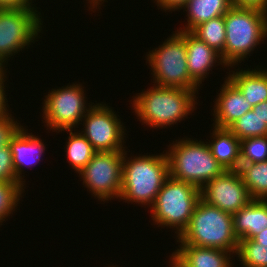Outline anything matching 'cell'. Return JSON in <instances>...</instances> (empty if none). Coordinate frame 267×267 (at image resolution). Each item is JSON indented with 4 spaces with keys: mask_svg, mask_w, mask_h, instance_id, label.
I'll return each instance as SVG.
<instances>
[{
    "mask_svg": "<svg viewBox=\"0 0 267 267\" xmlns=\"http://www.w3.org/2000/svg\"><path fill=\"white\" fill-rule=\"evenodd\" d=\"M137 94L131 100L137 119L149 127L162 129L188 118L196 108L199 93L154 85Z\"/></svg>",
    "mask_w": 267,
    "mask_h": 267,
    "instance_id": "cell-1",
    "label": "cell"
},
{
    "mask_svg": "<svg viewBox=\"0 0 267 267\" xmlns=\"http://www.w3.org/2000/svg\"><path fill=\"white\" fill-rule=\"evenodd\" d=\"M169 176V160L166 153L135 157L133 155L130 158L127 157V151H124L119 199L151 207Z\"/></svg>",
    "mask_w": 267,
    "mask_h": 267,
    "instance_id": "cell-2",
    "label": "cell"
},
{
    "mask_svg": "<svg viewBox=\"0 0 267 267\" xmlns=\"http://www.w3.org/2000/svg\"><path fill=\"white\" fill-rule=\"evenodd\" d=\"M180 245L219 248L237 252L239 239L234 232L232 214L200 199L187 227L178 236Z\"/></svg>",
    "mask_w": 267,
    "mask_h": 267,
    "instance_id": "cell-3",
    "label": "cell"
},
{
    "mask_svg": "<svg viewBox=\"0 0 267 267\" xmlns=\"http://www.w3.org/2000/svg\"><path fill=\"white\" fill-rule=\"evenodd\" d=\"M225 28L224 63L226 67L234 68L266 40L267 12L259 8L232 6L225 14Z\"/></svg>",
    "mask_w": 267,
    "mask_h": 267,
    "instance_id": "cell-4",
    "label": "cell"
},
{
    "mask_svg": "<svg viewBox=\"0 0 267 267\" xmlns=\"http://www.w3.org/2000/svg\"><path fill=\"white\" fill-rule=\"evenodd\" d=\"M172 144L165 151L169 160V173L173 179L202 189L211 179L225 171L212 156L207 142L191 140L186 136V139H178Z\"/></svg>",
    "mask_w": 267,
    "mask_h": 267,
    "instance_id": "cell-5",
    "label": "cell"
},
{
    "mask_svg": "<svg viewBox=\"0 0 267 267\" xmlns=\"http://www.w3.org/2000/svg\"><path fill=\"white\" fill-rule=\"evenodd\" d=\"M200 199L201 189L169 176L150 207L153 224L176 230L177 238L187 227Z\"/></svg>",
    "mask_w": 267,
    "mask_h": 267,
    "instance_id": "cell-6",
    "label": "cell"
},
{
    "mask_svg": "<svg viewBox=\"0 0 267 267\" xmlns=\"http://www.w3.org/2000/svg\"><path fill=\"white\" fill-rule=\"evenodd\" d=\"M153 85L198 91L187 68L186 31H175L162 45L148 52Z\"/></svg>",
    "mask_w": 267,
    "mask_h": 267,
    "instance_id": "cell-7",
    "label": "cell"
},
{
    "mask_svg": "<svg viewBox=\"0 0 267 267\" xmlns=\"http://www.w3.org/2000/svg\"><path fill=\"white\" fill-rule=\"evenodd\" d=\"M84 88L82 84L76 82L73 85L49 90L44 96L42 107L43 123L46 124L47 129L56 133L57 131L68 133L69 130H73V127L79 128L77 125L82 124L80 121L93 106L92 102L87 105Z\"/></svg>",
    "mask_w": 267,
    "mask_h": 267,
    "instance_id": "cell-8",
    "label": "cell"
},
{
    "mask_svg": "<svg viewBox=\"0 0 267 267\" xmlns=\"http://www.w3.org/2000/svg\"><path fill=\"white\" fill-rule=\"evenodd\" d=\"M40 15L37 7L0 9V64L7 65L11 56L40 38L43 31Z\"/></svg>",
    "mask_w": 267,
    "mask_h": 267,
    "instance_id": "cell-9",
    "label": "cell"
},
{
    "mask_svg": "<svg viewBox=\"0 0 267 267\" xmlns=\"http://www.w3.org/2000/svg\"><path fill=\"white\" fill-rule=\"evenodd\" d=\"M124 151L96 152L89 163L78 173L84 187L96 199H118L122 187Z\"/></svg>",
    "mask_w": 267,
    "mask_h": 267,
    "instance_id": "cell-10",
    "label": "cell"
},
{
    "mask_svg": "<svg viewBox=\"0 0 267 267\" xmlns=\"http://www.w3.org/2000/svg\"><path fill=\"white\" fill-rule=\"evenodd\" d=\"M106 103L91 106L83 117L84 128L80 132L96 152L125 151L124 137L127 135L123 122L112 107ZM125 128V129H124ZM84 129V130H83Z\"/></svg>",
    "mask_w": 267,
    "mask_h": 267,
    "instance_id": "cell-11",
    "label": "cell"
},
{
    "mask_svg": "<svg viewBox=\"0 0 267 267\" xmlns=\"http://www.w3.org/2000/svg\"><path fill=\"white\" fill-rule=\"evenodd\" d=\"M201 199L232 215L253 200L238 170H226L211 179L201 189Z\"/></svg>",
    "mask_w": 267,
    "mask_h": 267,
    "instance_id": "cell-12",
    "label": "cell"
},
{
    "mask_svg": "<svg viewBox=\"0 0 267 267\" xmlns=\"http://www.w3.org/2000/svg\"><path fill=\"white\" fill-rule=\"evenodd\" d=\"M213 107L214 127L228 128L234 121L241 118L253 106L249 104L240 89L228 78L221 88Z\"/></svg>",
    "mask_w": 267,
    "mask_h": 267,
    "instance_id": "cell-13",
    "label": "cell"
},
{
    "mask_svg": "<svg viewBox=\"0 0 267 267\" xmlns=\"http://www.w3.org/2000/svg\"><path fill=\"white\" fill-rule=\"evenodd\" d=\"M187 68L191 79L199 86L204 82L214 65L226 64L221 54L209 47L204 41L198 39L190 31H186Z\"/></svg>",
    "mask_w": 267,
    "mask_h": 267,
    "instance_id": "cell-14",
    "label": "cell"
},
{
    "mask_svg": "<svg viewBox=\"0 0 267 267\" xmlns=\"http://www.w3.org/2000/svg\"><path fill=\"white\" fill-rule=\"evenodd\" d=\"M21 127L10 140L9 146L13 157V166L17 179L25 185L24 166H33L41 161V155L45 152V144L42 139L32 133H28V129ZM22 175V176H21ZM23 177V178H22ZM24 180V181H23Z\"/></svg>",
    "mask_w": 267,
    "mask_h": 267,
    "instance_id": "cell-15",
    "label": "cell"
},
{
    "mask_svg": "<svg viewBox=\"0 0 267 267\" xmlns=\"http://www.w3.org/2000/svg\"><path fill=\"white\" fill-rule=\"evenodd\" d=\"M171 257L181 267H233L232 251L219 248L198 247L193 245H179ZM232 255V257H231Z\"/></svg>",
    "mask_w": 267,
    "mask_h": 267,
    "instance_id": "cell-16",
    "label": "cell"
},
{
    "mask_svg": "<svg viewBox=\"0 0 267 267\" xmlns=\"http://www.w3.org/2000/svg\"><path fill=\"white\" fill-rule=\"evenodd\" d=\"M232 217L236 237L252 239L267 228V200H252Z\"/></svg>",
    "mask_w": 267,
    "mask_h": 267,
    "instance_id": "cell-17",
    "label": "cell"
},
{
    "mask_svg": "<svg viewBox=\"0 0 267 267\" xmlns=\"http://www.w3.org/2000/svg\"><path fill=\"white\" fill-rule=\"evenodd\" d=\"M214 129V130H213ZM207 144L212 156L226 170H238L240 167V140L228 129L214 127Z\"/></svg>",
    "mask_w": 267,
    "mask_h": 267,
    "instance_id": "cell-18",
    "label": "cell"
},
{
    "mask_svg": "<svg viewBox=\"0 0 267 267\" xmlns=\"http://www.w3.org/2000/svg\"><path fill=\"white\" fill-rule=\"evenodd\" d=\"M256 68L241 69L236 72L229 70L227 76L252 106L267 100V69L258 66Z\"/></svg>",
    "mask_w": 267,
    "mask_h": 267,
    "instance_id": "cell-19",
    "label": "cell"
},
{
    "mask_svg": "<svg viewBox=\"0 0 267 267\" xmlns=\"http://www.w3.org/2000/svg\"><path fill=\"white\" fill-rule=\"evenodd\" d=\"M232 7L230 0H188L182 8L187 12V25L177 31H191L199 24L224 16Z\"/></svg>",
    "mask_w": 267,
    "mask_h": 267,
    "instance_id": "cell-20",
    "label": "cell"
},
{
    "mask_svg": "<svg viewBox=\"0 0 267 267\" xmlns=\"http://www.w3.org/2000/svg\"><path fill=\"white\" fill-rule=\"evenodd\" d=\"M253 200H267V161L240 164L238 169Z\"/></svg>",
    "mask_w": 267,
    "mask_h": 267,
    "instance_id": "cell-21",
    "label": "cell"
},
{
    "mask_svg": "<svg viewBox=\"0 0 267 267\" xmlns=\"http://www.w3.org/2000/svg\"><path fill=\"white\" fill-rule=\"evenodd\" d=\"M260 105L253 106L228 129L241 141L249 137L267 136V124L261 116Z\"/></svg>",
    "mask_w": 267,
    "mask_h": 267,
    "instance_id": "cell-22",
    "label": "cell"
},
{
    "mask_svg": "<svg viewBox=\"0 0 267 267\" xmlns=\"http://www.w3.org/2000/svg\"><path fill=\"white\" fill-rule=\"evenodd\" d=\"M198 39L221 54L224 62L226 39L225 15L203 22L190 31Z\"/></svg>",
    "mask_w": 267,
    "mask_h": 267,
    "instance_id": "cell-23",
    "label": "cell"
},
{
    "mask_svg": "<svg viewBox=\"0 0 267 267\" xmlns=\"http://www.w3.org/2000/svg\"><path fill=\"white\" fill-rule=\"evenodd\" d=\"M72 131L69 130L65 152L69 165L78 174L89 163L96 151L80 131Z\"/></svg>",
    "mask_w": 267,
    "mask_h": 267,
    "instance_id": "cell-24",
    "label": "cell"
},
{
    "mask_svg": "<svg viewBox=\"0 0 267 267\" xmlns=\"http://www.w3.org/2000/svg\"><path fill=\"white\" fill-rule=\"evenodd\" d=\"M235 256L241 262V267H267V246L260 245L253 239L239 240Z\"/></svg>",
    "mask_w": 267,
    "mask_h": 267,
    "instance_id": "cell-25",
    "label": "cell"
},
{
    "mask_svg": "<svg viewBox=\"0 0 267 267\" xmlns=\"http://www.w3.org/2000/svg\"><path fill=\"white\" fill-rule=\"evenodd\" d=\"M25 187L22 183L0 182V224L17 209ZM0 225V226H1Z\"/></svg>",
    "mask_w": 267,
    "mask_h": 267,
    "instance_id": "cell-26",
    "label": "cell"
},
{
    "mask_svg": "<svg viewBox=\"0 0 267 267\" xmlns=\"http://www.w3.org/2000/svg\"><path fill=\"white\" fill-rule=\"evenodd\" d=\"M267 161V136L249 137L240 142V164Z\"/></svg>",
    "mask_w": 267,
    "mask_h": 267,
    "instance_id": "cell-27",
    "label": "cell"
},
{
    "mask_svg": "<svg viewBox=\"0 0 267 267\" xmlns=\"http://www.w3.org/2000/svg\"><path fill=\"white\" fill-rule=\"evenodd\" d=\"M0 182L21 183L16 177L9 145L0 147Z\"/></svg>",
    "mask_w": 267,
    "mask_h": 267,
    "instance_id": "cell-28",
    "label": "cell"
},
{
    "mask_svg": "<svg viewBox=\"0 0 267 267\" xmlns=\"http://www.w3.org/2000/svg\"><path fill=\"white\" fill-rule=\"evenodd\" d=\"M21 127L20 122L18 123L12 114L0 116V147L8 146L12 137Z\"/></svg>",
    "mask_w": 267,
    "mask_h": 267,
    "instance_id": "cell-29",
    "label": "cell"
},
{
    "mask_svg": "<svg viewBox=\"0 0 267 267\" xmlns=\"http://www.w3.org/2000/svg\"><path fill=\"white\" fill-rule=\"evenodd\" d=\"M5 67H7V66H3L1 69H0V116H4V115H7V114H10V112H8L9 111V106H8V101H7V98H6V96L7 95H5L6 93V85L4 86V82L6 81V78H8V77H6L7 75H6V70L7 69H5ZM5 79V80H4ZM8 108H7V107ZM8 109V110H7Z\"/></svg>",
    "mask_w": 267,
    "mask_h": 267,
    "instance_id": "cell-30",
    "label": "cell"
},
{
    "mask_svg": "<svg viewBox=\"0 0 267 267\" xmlns=\"http://www.w3.org/2000/svg\"><path fill=\"white\" fill-rule=\"evenodd\" d=\"M154 2H156L157 7H159V9H163L164 11H177V10H181L186 3L188 2V0H155Z\"/></svg>",
    "mask_w": 267,
    "mask_h": 267,
    "instance_id": "cell-31",
    "label": "cell"
},
{
    "mask_svg": "<svg viewBox=\"0 0 267 267\" xmlns=\"http://www.w3.org/2000/svg\"><path fill=\"white\" fill-rule=\"evenodd\" d=\"M33 0H0V9L35 8Z\"/></svg>",
    "mask_w": 267,
    "mask_h": 267,
    "instance_id": "cell-32",
    "label": "cell"
},
{
    "mask_svg": "<svg viewBox=\"0 0 267 267\" xmlns=\"http://www.w3.org/2000/svg\"><path fill=\"white\" fill-rule=\"evenodd\" d=\"M230 1L232 6L259 8L267 12V0H230Z\"/></svg>",
    "mask_w": 267,
    "mask_h": 267,
    "instance_id": "cell-33",
    "label": "cell"
},
{
    "mask_svg": "<svg viewBox=\"0 0 267 267\" xmlns=\"http://www.w3.org/2000/svg\"><path fill=\"white\" fill-rule=\"evenodd\" d=\"M252 239L260 245L267 246V228L255 235Z\"/></svg>",
    "mask_w": 267,
    "mask_h": 267,
    "instance_id": "cell-34",
    "label": "cell"
},
{
    "mask_svg": "<svg viewBox=\"0 0 267 267\" xmlns=\"http://www.w3.org/2000/svg\"><path fill=\"white\" fill-rule=\"evenodd\" d=\"M86 1H88L87 3H90L89 5H90V7H88V9L90 10V9H92L91 11H93V9L94 10H96L97 9V7H98V9H101V8H99V7H101V5L104 3V2H108V1H105V0H86ZM103 1V2H102ZM101 2V3H100ZM100 5V6H99Z\"/></svg>",
    "mask_w": 267,
    "mask_h": 267,
    "instance_id": "cell-35",
    "label": "cell"
},
{
    "mask_svg": "<svg viewBox=\"0 0 267 267\" xmlns=\"http://www.w3.org/2000/svg\"><path fill=\"white\" fill-rule=\"evenodd\" d=\"M261 116L263 117L265 123L267 124V100L260 102Z\"/></svg>",
    "mask_w": 267,
    "mask_h": 267,
    "instance_id": "cell-36",
    "label": "cell"
},
{
    "mask_svg": "<svg viewBox=\"0 0 267 267\" xmlns=\"http://www.w3.org/2000/svg\"><path fill=\"white\" fill-rule=\"evenodd\" d=\"M169 266L170 267H181L171 256H170Z\"/></svg>",
    "mask_w": 267,
    "mask_h": 267,
    "instance_id": "cell-37",
    "label": "cell"
}]
</instances>
